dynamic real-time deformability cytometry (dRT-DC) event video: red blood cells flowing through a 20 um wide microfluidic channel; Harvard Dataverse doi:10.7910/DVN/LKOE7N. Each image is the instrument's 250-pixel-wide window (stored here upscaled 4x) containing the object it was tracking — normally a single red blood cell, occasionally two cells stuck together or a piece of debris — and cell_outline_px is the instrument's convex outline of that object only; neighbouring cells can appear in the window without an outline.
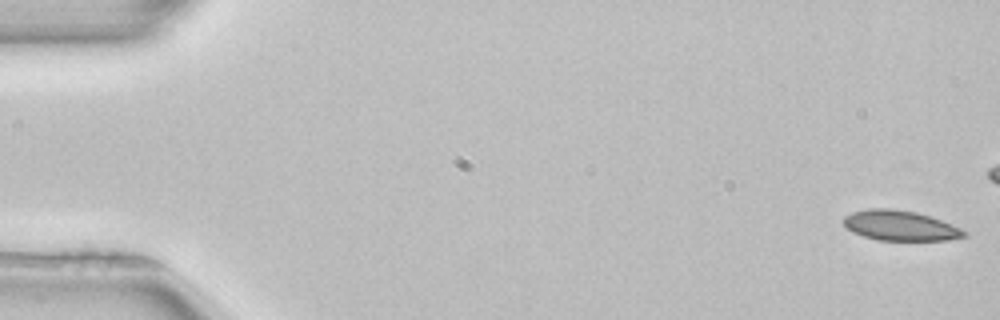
{"species": "common noctule bat (a hibernating species)", "species_latin": "Nyctalus noctula", "temperature_condition": "room temperature", "stored_images_in_passage": 45, "camera_frame_rate_fps": 3000, "um_per_image_px": 0.085, "animal": {"sex": "female", "body_mass_g": 22.7, "forearm_length_mm": 54.2}, "frame": {"image": 1, "passage_image": 1, "time_ms": 0.0, "image_size_px": [1000, 320], "cell_outline_px": [[968, 236], [948, 240], [876, 240], [852, 232], [840, 220], [844, 216], [852, 212], [868, 208], [892, 208], [916, 212], [952, 224], [968, 232]], "centroid_in_image_um": [76.5, 19.17], "position_along_channel_um": 8.5, "area_um2": 21.27}}
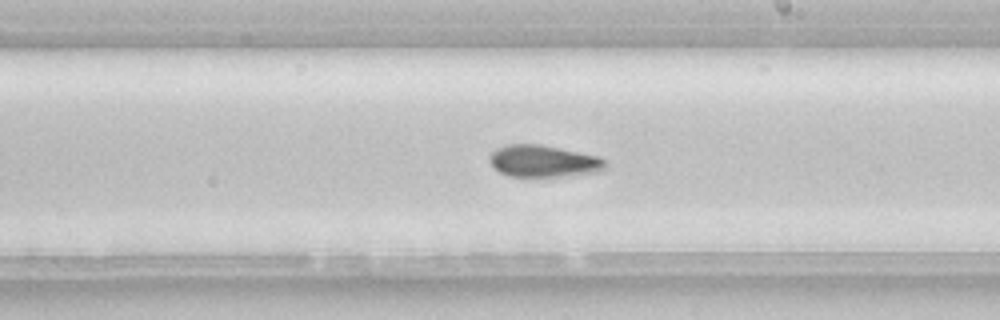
{"frame": {"image": 2, "passage_image": 30, "time_ms": 9.667, "image_size_px": [1000, 320], "cell_outline_px": [[608, 168], [600, 172], [564, 176], [508, 176], [500, 172], [488, 160], [492, 152], [496, 148], [508, 144], [540, 144], [600, 156], [608, 164]], "centroid_in_image_um": [46.25, 13.69], "position_along_channel_um": 242.8, "area_um2": 21.68}}